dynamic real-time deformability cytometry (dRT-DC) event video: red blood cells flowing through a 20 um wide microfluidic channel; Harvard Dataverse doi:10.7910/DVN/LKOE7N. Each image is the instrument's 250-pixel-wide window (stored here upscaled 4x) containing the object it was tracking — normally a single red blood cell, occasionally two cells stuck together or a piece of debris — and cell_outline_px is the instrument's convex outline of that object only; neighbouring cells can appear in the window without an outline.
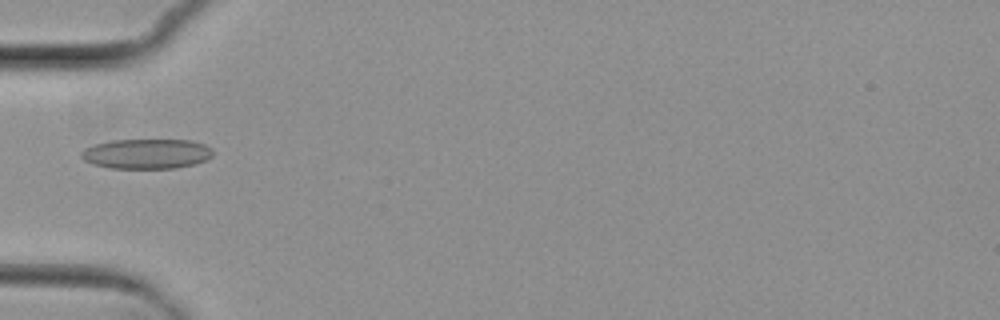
{"species": "common noctule bat (a hibernating species)", "species_latin": "Nyctalus noctula", "temperature_condition": "cold", "stored_images_in_passage": 3, "camera_frame_rate_fps": 3000, "um_per_image_px": 0.085, "animal": {"sex": "female", "body_mass_g": 29.2, "forearm_length_mm": 56.3}, "frame": {"image": 1, "passage_image": 3, "time_ms": 3.0, "image_size_px": [1000, 320], "cell_outline_px": [[212, 156], [196, 164], [176, 168], [112, 168], [92, 164], [84, 160], [80, 156], [80, 152], [84, 148], [92, 144], [112, 140], [188, 140], [204, 144], [212, 148]], "centroid_in_image_um": [12.42, 13.07], "position_along_channel_um": 72.6, "area_um2": 23.06}}